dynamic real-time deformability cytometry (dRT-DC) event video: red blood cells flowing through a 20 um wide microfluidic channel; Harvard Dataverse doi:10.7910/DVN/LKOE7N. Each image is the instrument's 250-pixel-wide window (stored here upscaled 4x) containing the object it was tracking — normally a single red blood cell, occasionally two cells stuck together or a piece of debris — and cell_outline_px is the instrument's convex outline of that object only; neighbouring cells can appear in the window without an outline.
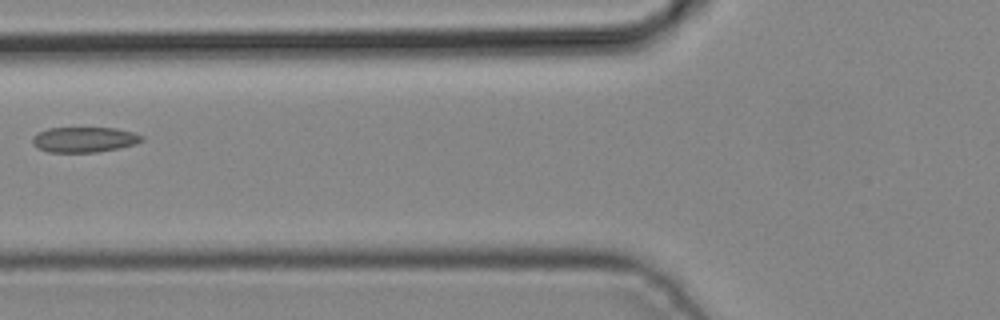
{"species": "common noctule bat (a hibernating species)", "species_latin": "Nyctalus noctula", "temperature_condition": "cold", "stored_images_in_passage": 5, "camera_frame_rate_fps": 3000, "um_per_image_px": 0.085, "animal": {"sex": "male", "body_mass_g": 19.2, "forearm_length_mm": 51.8}, "frame": {"image": 1, "passage_image": 5, "time_ms": 1.333, "image_size_px": [1000, 320], "cell_outline_px": [[144, 140], [136, 144], [96, 152], [48, 152], [36, 148], [32, 144], [32, 136], [48, 128], [116, 128], [136, 132], [144, 136]], "centroid_in_image_um": [7.17, 11.86], "position_along_channel_um": 118.6, "area_um2": 16.24}}